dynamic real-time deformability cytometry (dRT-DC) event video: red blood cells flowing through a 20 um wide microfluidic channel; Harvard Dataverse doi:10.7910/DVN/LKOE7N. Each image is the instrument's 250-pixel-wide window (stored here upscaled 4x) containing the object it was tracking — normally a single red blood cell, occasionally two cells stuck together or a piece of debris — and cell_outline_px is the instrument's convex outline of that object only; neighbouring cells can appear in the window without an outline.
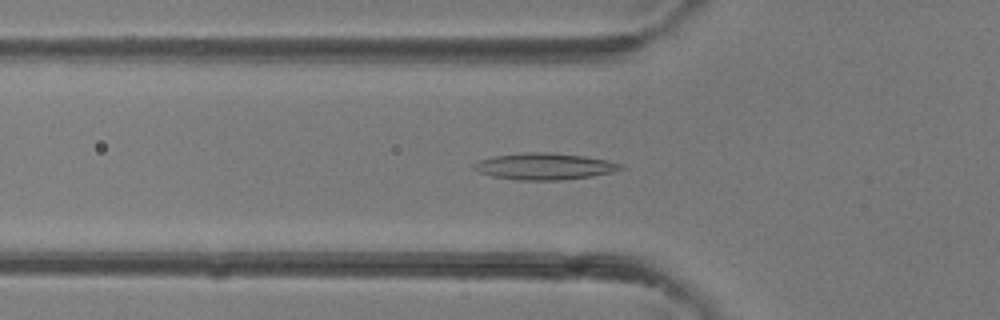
{"species": "common noctule bat (a hibernating species)", "species_latin": "Nyctalus noctula", "temperature_condition": "room temperature", "stored_images_in_passage": 40, "camera_frame_rate_fps": 3000, "um_per_image_px": 0.085, "animal": {"sex": "female"}, "frame": {"image": 1, "passage_image": 14, "time_ms": 4.333, "image_size_px": [1000, 320], "cell_outline_px": [[624, 168], [612, 172], [592, 176], [560, 180], [520, 180], [492, 176], [480, 172], [472, 168], [472, 164], [480, 160], [492, 156], [524, 152], [548, 152], [584, 156], [624, 164]], "centroid_in_image_um": [46.26, 14.13], "position_along_channel_um": 79.5, "area_um2": 22.66}}
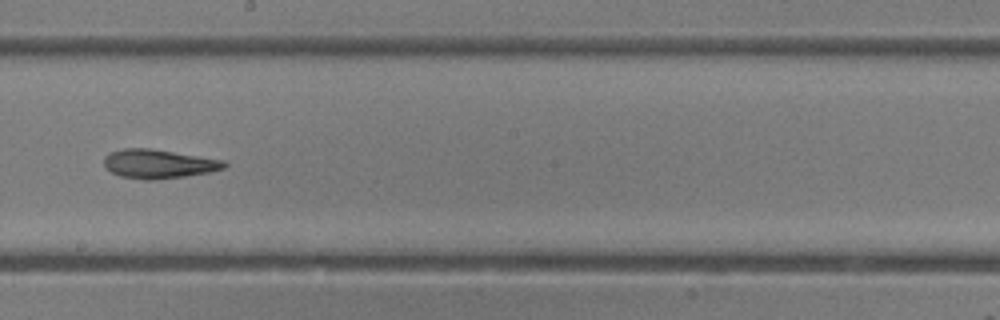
{"frame": {"image": 2, "passage_image": 23, "time_ms": 7.333, "image_size_px": [1000, 320], "cell_outline_px": [[228, 164], [224, 168], [208, 172], [184, 176], [152, 180], [144, 180], [120, 176], [112, 172], [104, 164], [104, 156], [108, 152], [124, 148], [148, 148], [224, 160]], "centroid_in_image_um": [13.45, 13.92], "position_along_channel_um": 234.8, "area_um2": 20.11}}
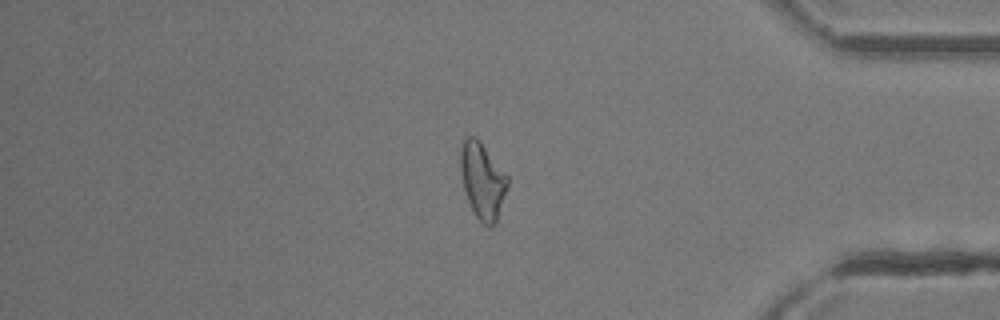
{"frame": {"image": 3, "passage_image": 34, "time_ms": 11.0, "image_size_px": [1000, 320], "cell_outline_px": [[508, 184], [496, 224], [488, 228], [476, 216], [468, 200], [464, 188], [460, 168], [460, 148], [464, 136], [476, 136], [508, 176]], "centroid_in_image_um": [41.0, 15.34], "position_along_channel_um": 394.2, "area_um2": 20.81}}